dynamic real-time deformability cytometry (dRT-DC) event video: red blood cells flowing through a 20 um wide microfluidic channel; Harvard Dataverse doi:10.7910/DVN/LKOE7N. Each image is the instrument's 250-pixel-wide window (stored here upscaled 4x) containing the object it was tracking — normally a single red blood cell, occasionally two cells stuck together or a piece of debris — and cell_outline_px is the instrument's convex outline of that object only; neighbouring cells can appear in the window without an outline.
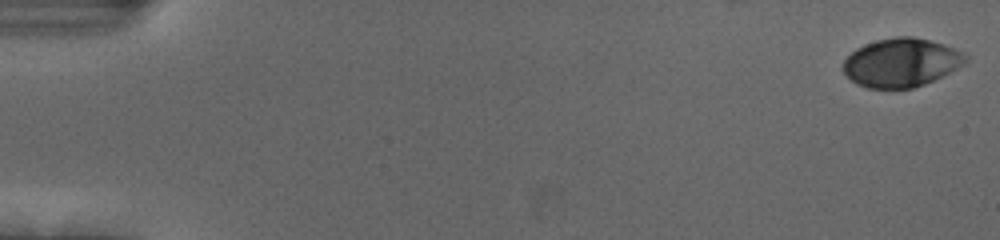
{"species": "human", "species_latin": "Homo sapiens", "temperature_condition": "cold", "stored_images_in_passage": 55, "camera_frame_rate_fps": 3000, "um_per_image_px": 0.085, "donor": {"sex": "female"}, "frame": {"image": 1, "passage_image": 1, "time_ms": 0.0, "image_size_px": [1000, 240], "cell_outline_px": [[968, 60], [964, 64], [924, 84], [912, 88], [868, 88], [856, 84], [844, 72], [844, 60], [856, 48], [864, 44], [876, 40], [896, 36], [912, 36], [944, 44], [968, 56]], "centroid_in_image_um": [76.58, 5.31], "position_along_channel_um": 8.4, "area_um2": 34.28}}
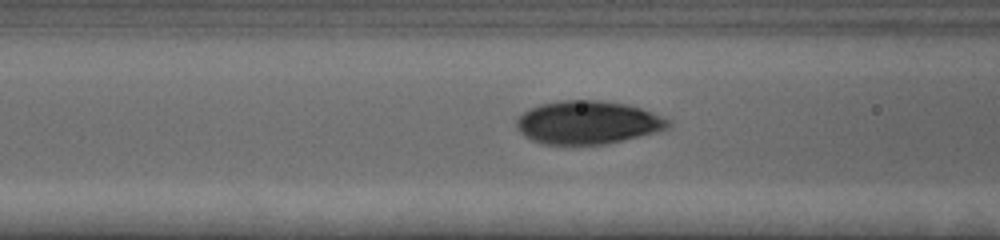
{"frame": {"image": 2, "passage_image": 23, "time_ms": 7.333, "image_size_px": [1000, 240], "cell_outline_px": [[672, 124], [668, 128], [604, 144], [544, 144], [532, 140], [524, 136], [516, 128], [516, 120], [528, 108], [540, 104], [560, 100], [596, 100], [624, 104], [640, 108], [652, 112], [668, 120]], "centroid_in_image_um": [49.88, 10.4], "position_along_channel_um": 116.7, "area_um2": 37.69}}
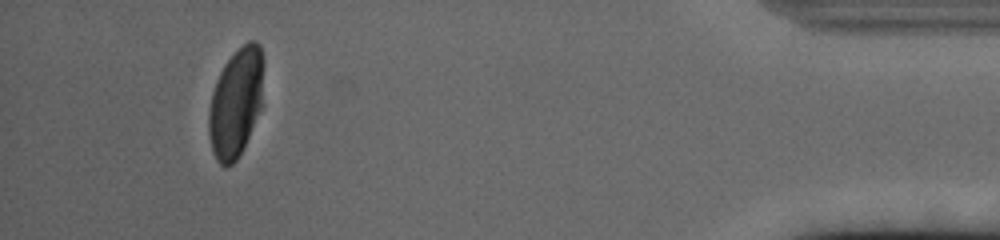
{"frame": {"image": 3, "passage_image": 52, "time_ms": 17.0, "image_size_px": [1000, 240], "cell_outline_px": [[264, 64], [260, 108], [244, 148], [236, 160], [232, 164], [224, 168], [216, 160], [212, 152], [208, 132], [208, 112], [212, 92], [216, 80], [224, 64], [248, 40], [256, 40], [260, 44], [264, 60]], "centroid_in_image_um": [20.04, 8.74], "position_along_channel_um": 415.2, "area_um2": 34.91}, "authors_computed_cell_mechanics": {"area_um2": 36.2406, "velocity_mm_per_s": 3.6898, "shape_relaxation_time_tau1_ms": 3.8811, "shape_relaxation_time_tau2_ms": null, "deformation_change_tau1": 0.1814, "deformation_change_tau2": null}}